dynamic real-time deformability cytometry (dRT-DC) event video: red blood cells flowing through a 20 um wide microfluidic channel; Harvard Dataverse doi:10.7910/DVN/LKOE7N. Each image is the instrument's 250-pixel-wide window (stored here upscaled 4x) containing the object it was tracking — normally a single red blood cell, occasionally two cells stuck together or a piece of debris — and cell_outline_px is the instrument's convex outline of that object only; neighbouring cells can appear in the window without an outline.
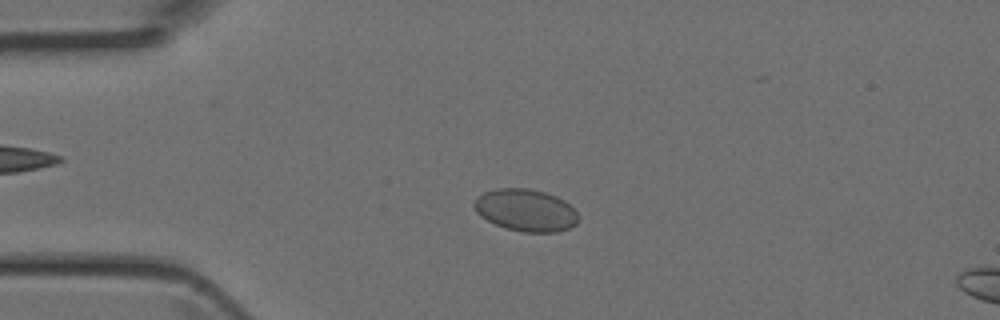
{"species": "Egyptian fruit bat (a non-hibernating species)", "species_latin": "Rousettus aegyptiacus", "temperature_condition": "room temperature", "stored_images_in_passage": 3, "camera_frame_rate_fps": 3000, "um_per_image_px": 0.085, "animal": {"sex": "female"}, "frame": {"image": 1, "passage_image": 2, "time_ms": 0.333, "image_size_px": [1000, 320], "cell_outline_px": [[576, 224], [568, 228], [556, 232], [524, 232], [504, 228], [480, 216], [476, 212], [472, 204], [472, 200], [476, 196], [484, 192], [496, 188], [528, 188], [544, 192], [556, 196], [564, 200], [576, 212]], "centroid_in_image_um": [44.62, 17.85], "position_along_channel_um": 40.4, "area_um2": 25.61}}